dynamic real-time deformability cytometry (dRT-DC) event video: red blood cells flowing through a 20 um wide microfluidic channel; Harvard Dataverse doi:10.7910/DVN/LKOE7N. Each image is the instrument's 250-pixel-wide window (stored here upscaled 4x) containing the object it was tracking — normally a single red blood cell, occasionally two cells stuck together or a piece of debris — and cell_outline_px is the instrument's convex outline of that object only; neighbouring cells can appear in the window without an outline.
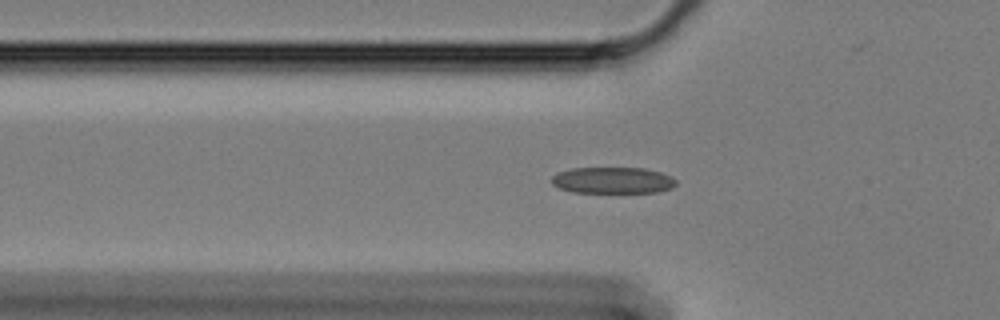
{"species": "Egyptian fruit bat (a non-hibernating species)", "species_latin": "Rousettus aegyptiacus", "temperature_condition": "cold", "stored_images_in_passage": 50, "camera_frame_rate_fps": 3000, "um_per_image_px": 0.085, "animal": {"sex": "female"}, "frame": {"image": 1, "passage_image": 17, "time_ms": 5.333, "image_size_px": [1000, 320], "cell_outline_px": [[676, 184], [672, 188], [656, 192], [572, 192], [560, 188], [552, 184], [552, 176], [556, 172], [572, 168], [644, 168], [660, 172], [672, 176], [676, 180]], "centroid_in_image_um": [52.08, 15.32], "position_along_channel_um": 73.7, "area_um2": 19.13}}
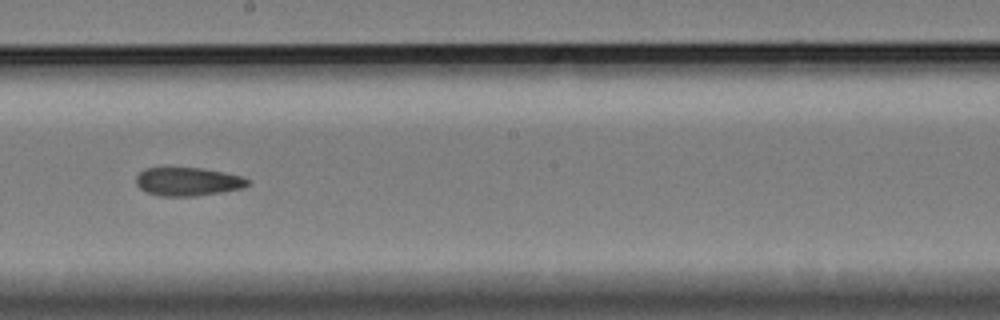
{"frame": {"image": 2, "passage_image": 31, "time_ms": 10.0, "image_size_px": [1000, 320], "cell_outline_px": [[248, 184], [244, 188], [196, 196], [160, 196], [144, 192], [136, 184], [136, 176], [144, 168], [200, 168], [240, 176], [248, 180]], "centroid_in_image_um": [15.91, 15.45], "position_along_channel_um": 232.3, "area_um2": 18.32}}
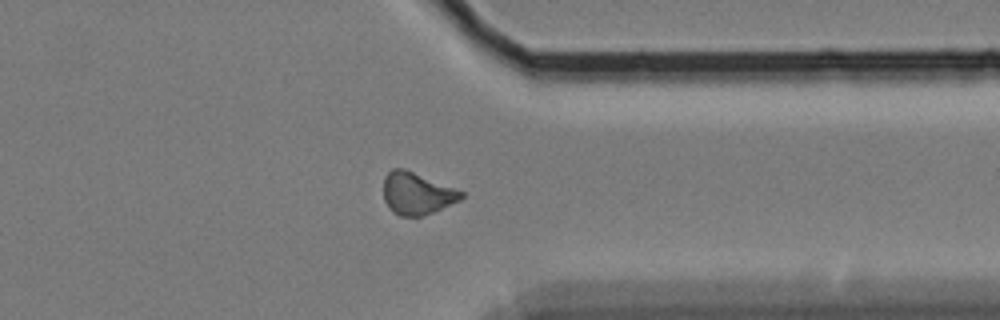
{"frame": {"image": 3, "passage_image": 44, "time_ms": 14.333, "image_size_px": [1000, 320], "cell_outline_px": [[464, 196], [460, 200], [432, 212], [420, 216], [400, 216], [392, 212], [388, 208], [384, 200], [384, 176], [392, 168], [404, 168], [464, 192]], "centroid_in_image_um": [35.4, 16.44], "position_along_channel_um": 376.0, "area_um2": 18.96}}